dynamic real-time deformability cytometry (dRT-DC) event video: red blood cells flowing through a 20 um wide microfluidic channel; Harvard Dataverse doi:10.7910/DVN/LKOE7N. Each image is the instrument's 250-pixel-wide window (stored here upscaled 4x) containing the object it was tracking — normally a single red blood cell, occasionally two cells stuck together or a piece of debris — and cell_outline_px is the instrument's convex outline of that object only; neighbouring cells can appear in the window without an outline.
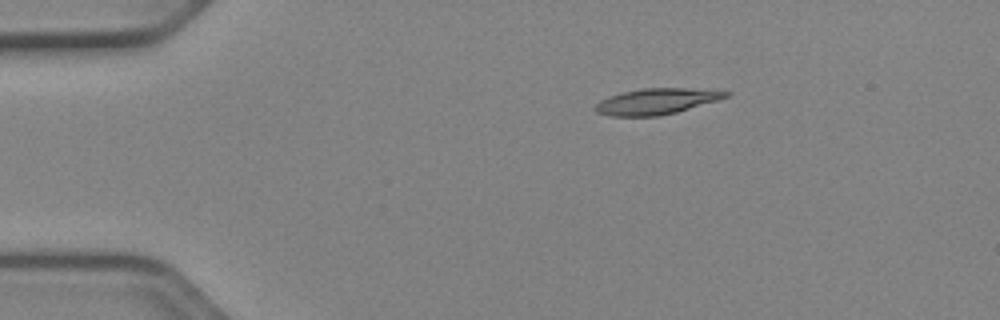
{"species": "Egyptian fruit bat (a non-hibernating species)", "species_latin": "Rousettus aegyptiacus", "temperature_condition": "cold", "stored_images_in_passage": 43, "camera_frame_rate_fps": 3000, "um_per_image_px": 0.085, "animal": {"sex": "female"}, "frame": {"image": 1, "passage_image": 1, "time_ms": 0.0, "image_size_px": [1000, 320], "cell_outline_px": [[732, 92], [728, 96], [716, 100], [676, 112], [656, 116], [612, 116], [596, 112], [592, 108], [600, 100], [608, 96], [620, 92], [644, 88], [716, 88]], "centroid_in_image_um": [55.82, 8.59], "position_along_channel_um": 29.2, "area_um2": 19.94}}
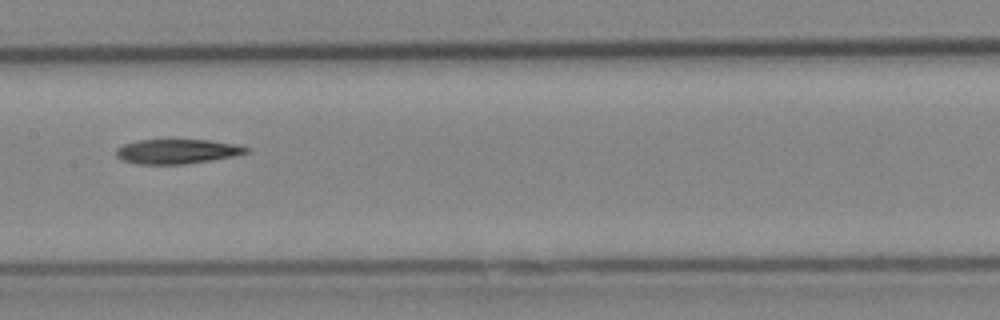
{"frame": {"image": 2, "passage_image": 18, "time_ms": 5.667, "image_size_px": [1000, 320], "cell_outline_px": [[252, 148], [248, 152], [232, 156], [212, 160], [184, 164], [136, 164], [124, 160], [116, 156], [116, 148], [124, 144], [136, 140], [208, 140], [236, 144]], "centroid_in_image_um": [15.05, 12.87], "position_along_channel_um": 192.3, "area_um2": 18.61}}
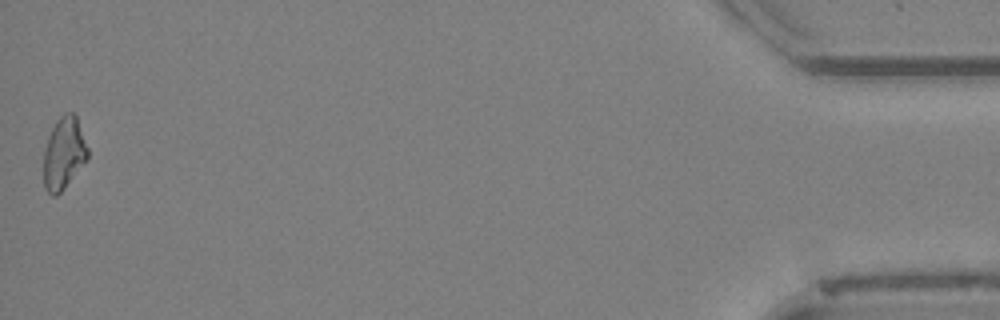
{"frame": {"image": 3, "passage_image": 43, "time_ms": 14.0, "image_size_px": [1000, 320], "cell_outline_px": [[88, 160], [64, 188], [56, 196], [52, 196], [44, 188], [44, 148], [48, 136], [56, 120], [64, 112], [72, 112], [76, 116], [88, 148]], "centroid_in_image_um": [5.42, 13.03], "position_along_channel_um": 429.8, "area_um2": 18.61}}